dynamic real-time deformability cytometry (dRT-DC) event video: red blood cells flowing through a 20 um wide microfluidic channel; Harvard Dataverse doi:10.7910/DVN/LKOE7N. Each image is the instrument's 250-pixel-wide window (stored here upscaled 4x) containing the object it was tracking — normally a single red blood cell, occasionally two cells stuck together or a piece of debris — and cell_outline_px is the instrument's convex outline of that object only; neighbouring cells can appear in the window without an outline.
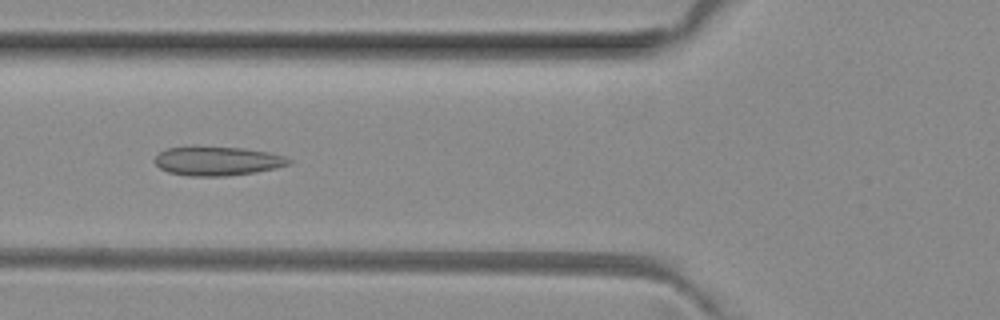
{"species": "common noctule bat (a hibernating species)", "species_latin": "Nyctalus noctula", "temperature_condition": "room temperature", "stored_images_in_passage": 42, "camera_frame_rate_fps": 3000, "um_per_image_px": 0.085, "animal": {"sex": "female", "body_mass_g": 29.2, "forearm_length_mm": 56.3}, "frame": {"image": 1, "passage_image": 10, "time_ms": 3.0, "image_size_px": [1000, 320], "cell_outline_px": [[292, 164], [276, 168], [256, 172], [224, 176], [188, 176], [168, 172], [160, 168], [152, 160], [160, 152], [168, 148], [240, 148], [268, 152], [284, 156], [292, 160]], "centroid_in_image_um": [18.5, 13.71], "position_along_channel_um": 107.3, "area_um2": 22.25}}
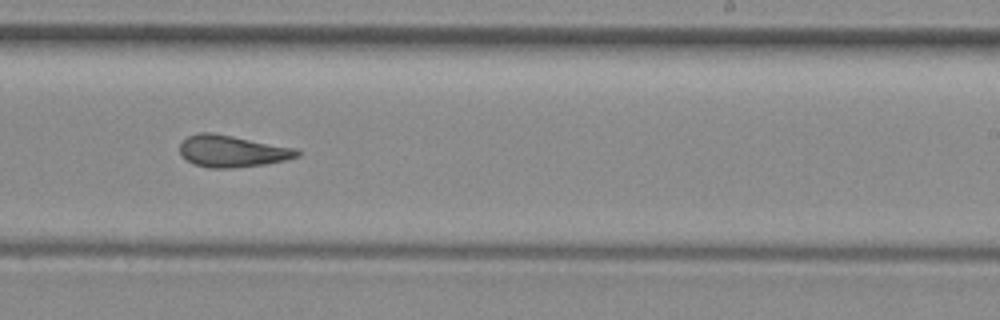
{"frame": {"image": 2, "passage_image": 22, "time_ms": 7.0, "image_size_px": [1000, 320], "cell_outline_px": [[300, 156], [284, 160], [264, 164], [232, 168], [208, 168], [196, 164], [180, 156], [180, 144], [188, 136], [200, 132], [212, 132], [296, 148], [300, 152]], "centroid_in_image_um": [19.72, 12.85], "position_along_channel_um": 269.3, "area_um2": 21.62}}
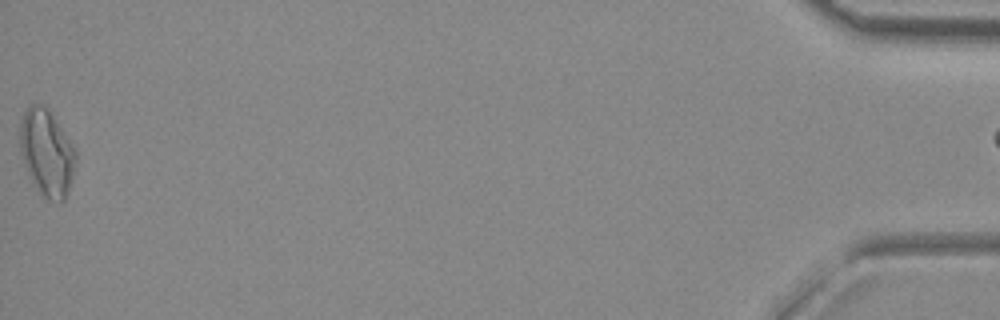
{"frame": {"image": 3, "passage_image": 42, "time_ms": 13.667, "image_size_px": [1000, 320], "cell_outline_px": [[76, 160], [72, 176], [64, 200], [60, 204], [48, 200], [32, 184], [28, 176], [20, 152], [20, 124], [24, 112], [28, 104], [44, 104], [48, 108], [76, 148]], "centroid_in_image_um": [3.96, 12.97], "position_along_channel_um": 431.2, "area_um2": 28.44}, "authors_computed_cell_mechanics": {"area_um2": 21.8773, "velocity_mm_per_s": 4.0567, "shape_relaxation_time_tau1_ms": null, "shape_relaxation_time_tau2_ms": 2.263, "deformation_change_tau1": null, "deformation_change_tau2": 0.0983}}